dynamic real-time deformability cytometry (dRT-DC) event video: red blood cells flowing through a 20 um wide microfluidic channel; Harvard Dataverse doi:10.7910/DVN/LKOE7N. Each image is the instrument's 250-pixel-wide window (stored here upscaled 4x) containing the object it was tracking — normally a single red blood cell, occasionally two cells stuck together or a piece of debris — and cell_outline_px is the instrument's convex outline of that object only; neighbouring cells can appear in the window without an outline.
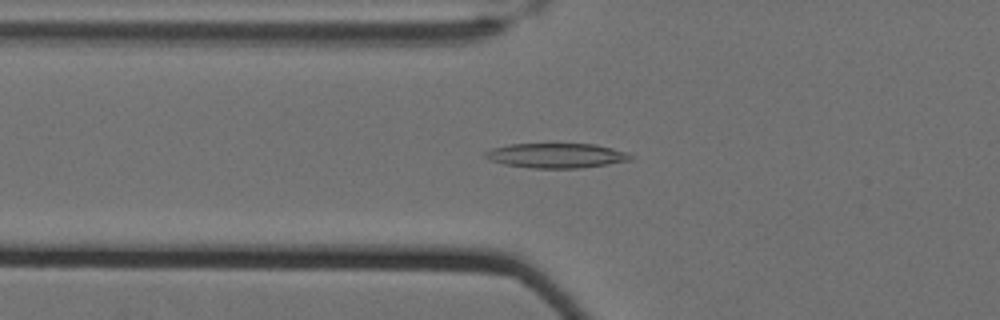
{"species": "Egyptian fruit bat (a non-hibernating species)", "species_latin": "Rousettus aegyptiacus", "temperature_condition": "cold", "stored_images_in_passage": 60, "camera_frame_rate_fps": 3000, "um_per_image_px": 0.085, "animal": {"sex": "female"}, "frame": {"image": 1, "passage_image": 24, "time_ms": 7.667, "image_size_px": [1000, 320], "cell_outline_px": [[632, 160], [608, 164], [580, 168], [532, 168], [504, 164], [488, 160], [484, 156], [484, 152], [492, 148], [508, 144], [596, 144], [628, 152], [632, 156]], "centroid_in_image_um": [47.28, 13.22], "position_along_channel_um": 78.5, "area_um2": 21.04}}
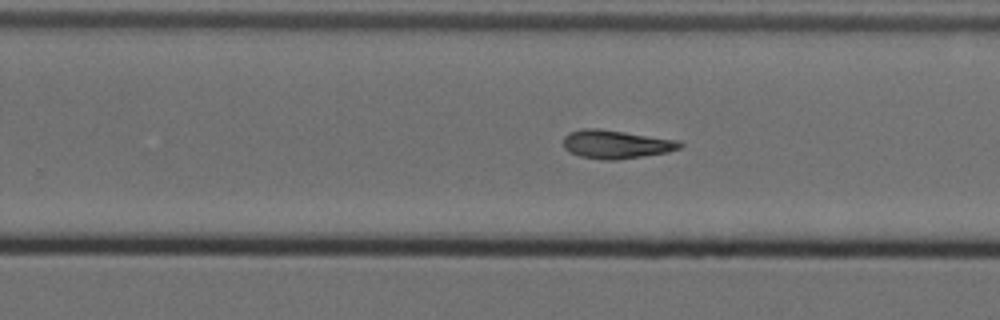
{"frame": {"image": 2, "passage_image": 41, "time_ms": 13.333, "image_size_px": [1000, 320], "cell_outline_px": [[684, 144], [680, 148], [668, 152], [616, 160], [604, 160], [580, 156], [568, 152], [564, 148], [564, 136], [568, 132], [580, 128], [600, 128], [680, 140]], "centroid_in_image_um": [52.36, 12.25], "position_along_channel_um": 277.4, "area_um2": 19.59}}
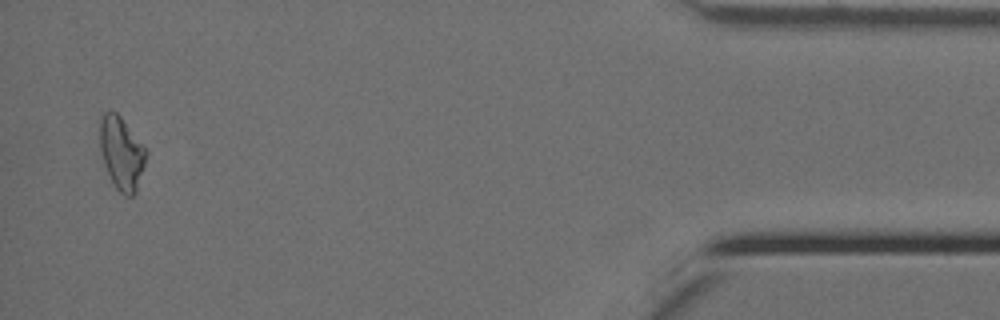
{"frame": {"image": 3, "passage_image": 59, "time_ms": 19.333, "image_size_px": [1000, 320], "cell_outline_px": [[148, 152], [136, 192], [132, 196], [124, 196], [116, 188], [104, 164], [100, 152], [100, 120], [104, 112], [116, 112], [120, 116], [144, 144]], "centroid_in_image_um": [10.35, 13.01], "position_along_channel_um": 424.9, "area_um2": 19.59}}